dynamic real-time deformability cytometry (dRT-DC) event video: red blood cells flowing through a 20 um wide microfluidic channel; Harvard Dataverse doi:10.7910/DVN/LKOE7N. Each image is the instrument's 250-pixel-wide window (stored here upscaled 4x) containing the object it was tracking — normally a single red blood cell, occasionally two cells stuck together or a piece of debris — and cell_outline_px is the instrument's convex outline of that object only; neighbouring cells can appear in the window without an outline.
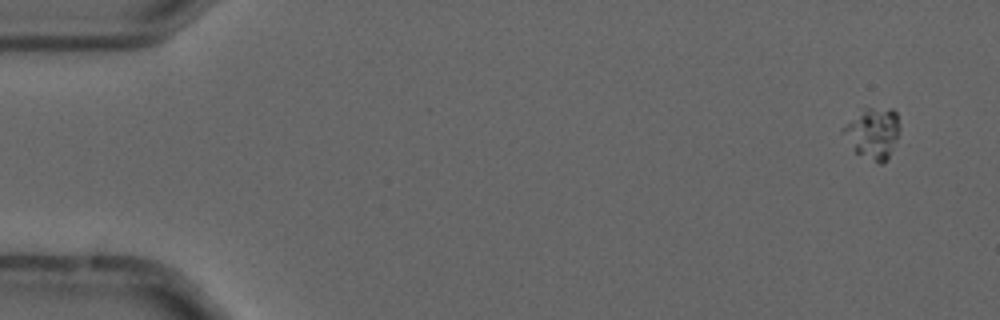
{"species": "common noctule bat (a hibernating species)", "species_latin": "Nyctalus noctula", "temperature_condition": "cold", "stored_images_in_passage": 4, "camera_frame_rate_fps": 3000, "um_per_image_px": 0.085, "animal": {"sex": "male", "forearm_length_mm": 52.5}, "frame": {"image": 1, "passage_image": 1, "time_ms": 0.0, "image_size_px": [1000, 320], "cell_outline_px": [[900, 128], [896, 140], [888, 160], [880, 164], [856, 152], [840, 128], [868, 108], [892, 108], [896, 112]], "centroid_in_image_um": [74.25, 11.33], "position_along_channel_um": 10.8, "area_um2": 16.24}}
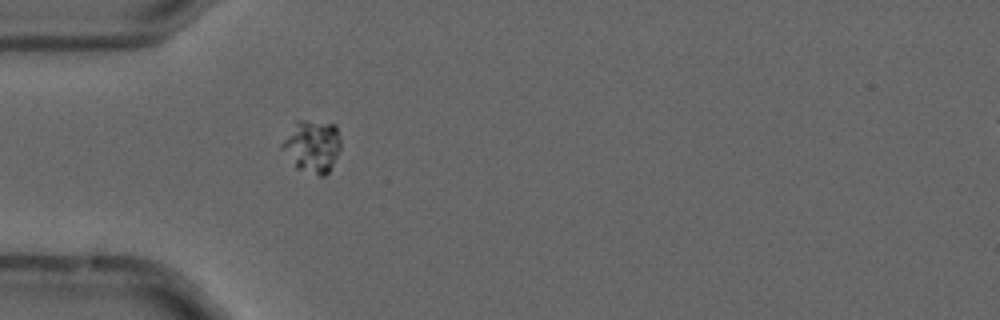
{"frame": {"image": 2, "passage_image": 4, "time_ms": 1.0, "image_size_px": [1000, 320], "cell_outline_px": [[340, 148], [328, 172], [324, 176], [320, 176], [296, 168], [280, 148], [280, 144], [296, 120], [304, 120], [336, 124], [340, 136]], "centroid_in_image_um": [26.52, 12.41], "position_along_channel_um": 58.5, "area_um2": 17.92}}